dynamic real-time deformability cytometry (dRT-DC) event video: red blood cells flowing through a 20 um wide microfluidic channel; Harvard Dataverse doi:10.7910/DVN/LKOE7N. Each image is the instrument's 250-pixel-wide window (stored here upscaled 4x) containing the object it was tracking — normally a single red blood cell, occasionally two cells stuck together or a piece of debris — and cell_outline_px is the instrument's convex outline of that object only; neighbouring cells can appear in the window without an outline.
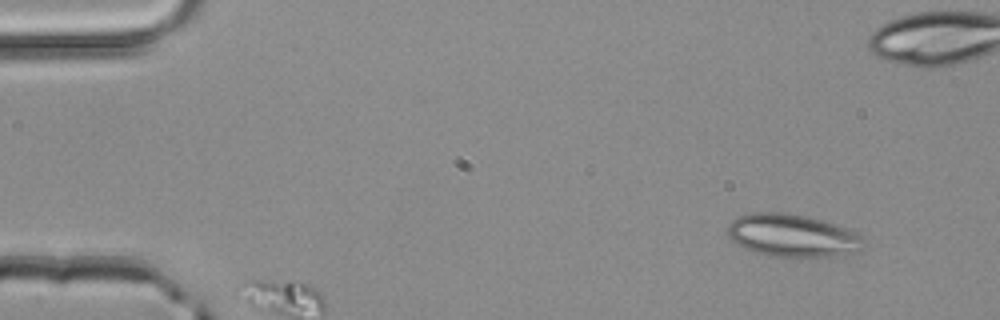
{"species": "common noctule bat (a hibernating species)", "species_latin": "Nyctalus noctula", "temperature_condition": "room temperature", "stored_images_in_passage": 4, "camera_frame_rate_fps": 3000, "um_per_image_px": 0.085, "animal": {"sex": "male", "body_mass_g": 20.4}, "frame": {"image": 1, "passage_image": 1, "time_ms": 0.0, "image_size_px": [1000, 320], "cell_outline_px": [[864, 248], [860, 252], [832, 256], [768, 256], [744, 248], [736, 244], [728, 236], [728, 224], [736, 216], [752, 212], [784, 212], [808, 216], [824, 220], [848, 228], [864, 236]], "centroid_in_image_um": [67.39, 20.0], "position_along_channel_um": 17.6, "area_um2": 34.33}}